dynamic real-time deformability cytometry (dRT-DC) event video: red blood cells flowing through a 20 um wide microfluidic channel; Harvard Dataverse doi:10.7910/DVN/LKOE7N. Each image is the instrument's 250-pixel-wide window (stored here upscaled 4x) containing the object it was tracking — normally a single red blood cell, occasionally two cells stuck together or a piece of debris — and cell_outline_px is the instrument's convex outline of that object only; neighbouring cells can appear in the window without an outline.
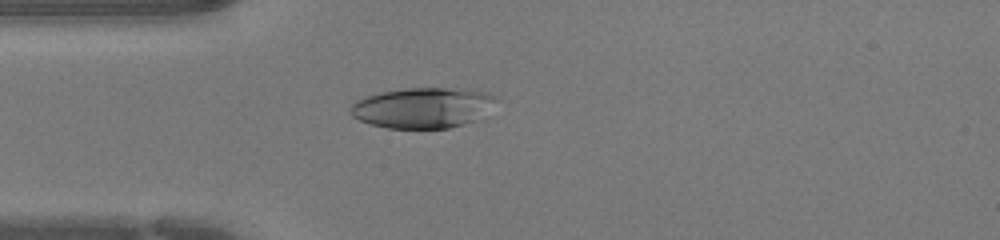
{"species": "human", "species_latin": "Homo sapiens", "temperature_condition": "warm", "stored_images_in_passage": 33, "camera_frame_rate_fps": 3000, "um_per_image_px": 0.085, "donor": {"sex": "female"}, "frame": {"image": 1, "passage_image": 1, "time_ms": 0.0, "image_size_px": [1000, 240], "cell_outline_px": [[496, 96], [476, 120], [464, 124], [448, 128], [388, 128], [368, 124], [352, 116], [352, 104], [356, 100], [364, 96], [380, 92], [408, 88], [444, 88], [484, 92]], "centroid_in_image_um": [35.82, 9.17], "position_along_channel_um": 49.2, "area_um2": 33.58}}
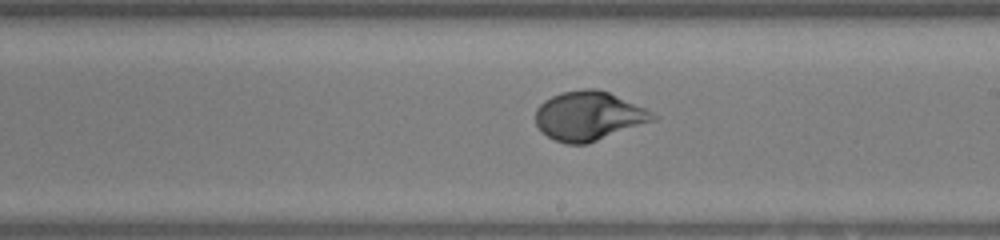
{"frame": {"image": 2, "passage_image": 14, "time_ms": 4.333, "image_size_px": [1000, 240], "cell_outline_px": [[660, 116], [656, 120], [588, 144], [564, 144], [540, 132], [536, 124], [536, 108], [544, 100], [560, 92], [584, 88], [596, 88], [608, 92], [644, 108]], "centroid_in_image_um": [50.03, 9.86], "position_along_channel_um": 239.0, "area_um2": 33.76}}
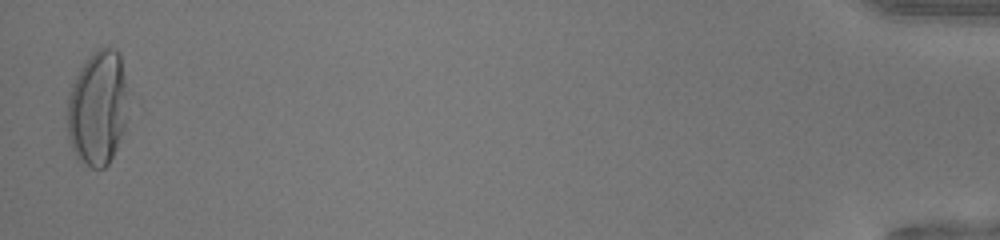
{"frame": {"image": 3, "passage_image": 33, "time_ms": 10.667, "image_size_px": [1000, 240], "cell_outline_px": [[128, 116], [116, 148], [108, 164], [104, 168], [92, 168], [84, 164], [76, 156], [68, 140], [64, 116], [68, 96], [72, 84], [80, 68], [100, 48], [112, 48], [120, 52], [124, 76]], "centroid_in_image_um": [8.26, 9.23], "position_along_channel_um": 426.9, "area_um2": 40.81}}